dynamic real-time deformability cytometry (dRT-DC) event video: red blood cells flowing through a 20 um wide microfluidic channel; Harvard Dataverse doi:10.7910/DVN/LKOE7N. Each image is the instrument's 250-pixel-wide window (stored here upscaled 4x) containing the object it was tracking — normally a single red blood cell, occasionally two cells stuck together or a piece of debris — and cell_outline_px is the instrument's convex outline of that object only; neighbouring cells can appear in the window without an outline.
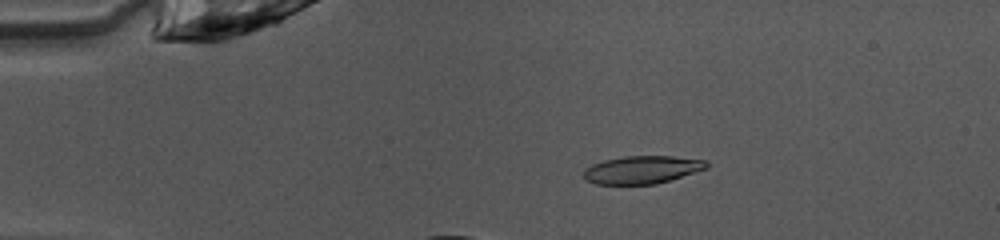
{"species": "common noctule bat (a hibernating species)", "species_latin": "Nyctalus noctula", "temperature_condition": "warm", "stored_images_in_passage": 14, "camera_frame_rate_fps": 3000, "um_per_image_px": 0.085, "animal": {"sex": "female", "body_mass_g": 10.0, "forearm_length_mm": 53.1}, "frame": {"image": 1, "passage_image": 10, "time_ms": 3.0, "image_size_px": [1000, 240], "cell_outline_px": [[708, 168], [656, 184], [596, 184], [588, 180], [584, 176], [584, 168], [592, 164], [604, 160], [624, 156], [672, 156], [704, 160], [708, 164]], "centroid_in_image_um": [54.56, 14.42], "position_along_channel_um": 30.4, "area_um2": 19.77}}